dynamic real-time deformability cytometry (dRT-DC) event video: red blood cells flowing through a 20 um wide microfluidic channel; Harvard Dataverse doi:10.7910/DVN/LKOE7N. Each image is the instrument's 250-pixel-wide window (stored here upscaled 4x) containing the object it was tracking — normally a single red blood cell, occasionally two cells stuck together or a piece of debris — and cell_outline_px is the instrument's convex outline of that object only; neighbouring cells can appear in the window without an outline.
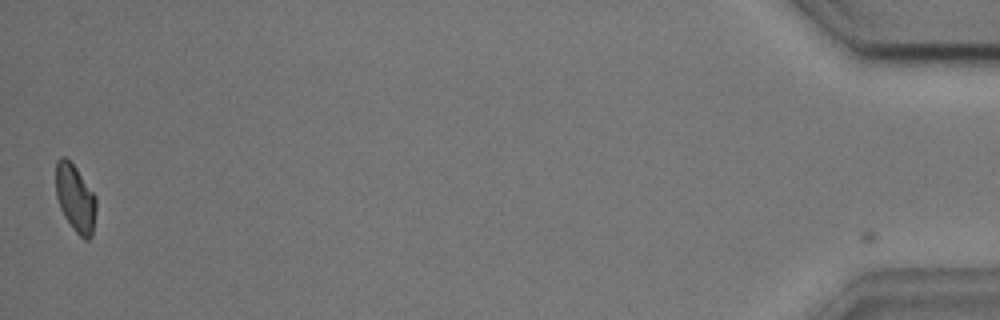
{"species": "common noctule bat (a hibernating species)", "species_latin": "Nyctalus noctula", "temperature_condition": "cold", "stored_images_in_passage": 54, "camera_frame_rate_fps": 3000, "um_per_image_px": 0.085, "animal": {"sex": "male", "body_mass_g": 17.9, "forearm_length_mm": 54.2}, "frame": {"image": 1, "passage_image": 53, "time_ms": 17.333, "image_size_px": [1000, 320], "cell_outline_px": [[96, 212], [92, 236], [88, 240], [84, 240], [72, 228], [64, 216], [60, 208], [56, 196], [56, 160], [60, 156], [64, 156], [76, 168], [96, 196]], "centroid_in_image_um": [6.4, 16.87], "position_along_channel_um": 428.8, "area_um2": 15.95}, "authors_computed_cell_mechanics": {"area_um2": 16.7331, "velocity_mm_per_s": 3.6355, "shape_relaxation_time_tau1_ms": 3.885, "shape_relaxation_time_tau2_ms": 10.1405, "deformation_change_tau1": 0.1058, "deformation_change_tau2": 0.159}}